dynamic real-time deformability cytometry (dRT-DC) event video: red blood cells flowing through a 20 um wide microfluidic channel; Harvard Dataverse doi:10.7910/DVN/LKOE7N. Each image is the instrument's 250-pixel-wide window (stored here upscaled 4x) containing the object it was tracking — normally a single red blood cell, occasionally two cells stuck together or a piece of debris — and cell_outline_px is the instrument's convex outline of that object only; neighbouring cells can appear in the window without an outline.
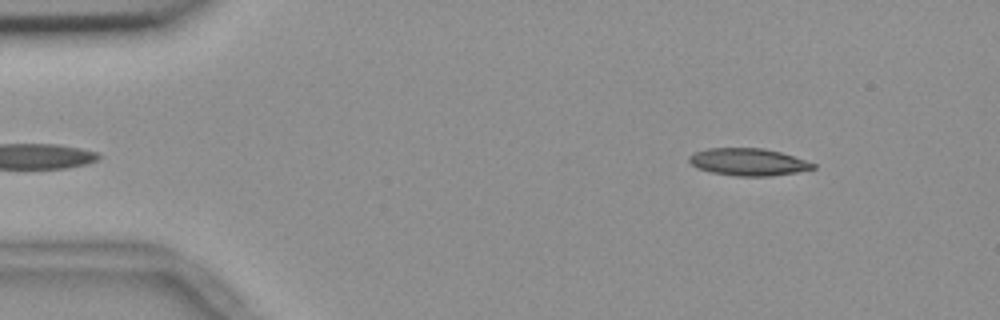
{"species": "common noctule bat (a hibernating species)", "species_latin": "Nyctalus noctula", "temperature_condition": "room temperature", "stored_images_in_passage": 53, "segment_of_instrument_passage": [1, 2], "camera_frame_rate_fps": 3000, "um_per_image_px": 0.085, "animal": {"sex": "female", "body_mass_g": 18.4}, "frame": {"image": 1, "passage_image": 4, "time_ms": 1.0, "image_size_px": [1000, 320], "cell_outline_px": [[816, 168], [796, 172], [772, 176], [736, 176], [712, 172], [696, 168], [688, 160], [688, 156], [696, 152], [708, 148], [764, 148], [780, 152], [816, 164]], "centroid_in_image_um": [63.58, 13.77], "position_along_channel_um": 21.4, "area_um2": 19.59}}
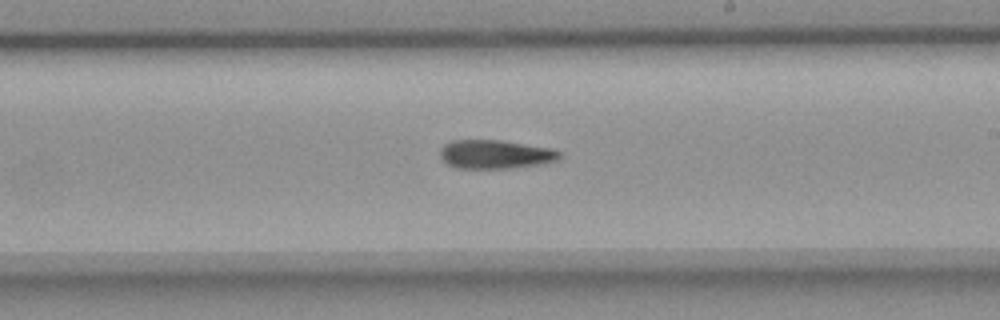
{"frame": {"image": 2, "passage_image": 29, "time_ms": 9.333, "image_size_px": [1000, 320], "cell_outline_px": [[560, 156], [556, 160], [540, 164], [508, 168], [456, 168], [448, 164], [440, 156], [440, 148], [444, 144], [452, 140], [504, 140], [552, 148], [560, 152]], "centroid_in_image_um": [42.08, 13.1], "position_along_channel_um": 246.9, "area_um2": 20.0}}
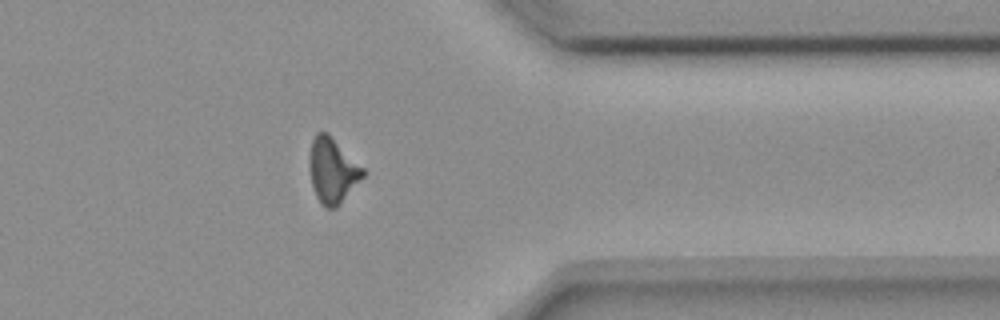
{"frame": {"image": 3, "passage_image": 41, "time_ms": 13.333, "image_size_px": [1000, 320], "cell_outline_px": [[368, 172], [336, 208], [324, 208], [320, 204], [316, 196], [312, 184], [308, 164], [308, 160], [312, 140], [316, 132], [328, 132]], "centroid_in_image_um": [28.26, 14.48], "position_along_channel_um": 383.1, "area_um2": 20.58}}